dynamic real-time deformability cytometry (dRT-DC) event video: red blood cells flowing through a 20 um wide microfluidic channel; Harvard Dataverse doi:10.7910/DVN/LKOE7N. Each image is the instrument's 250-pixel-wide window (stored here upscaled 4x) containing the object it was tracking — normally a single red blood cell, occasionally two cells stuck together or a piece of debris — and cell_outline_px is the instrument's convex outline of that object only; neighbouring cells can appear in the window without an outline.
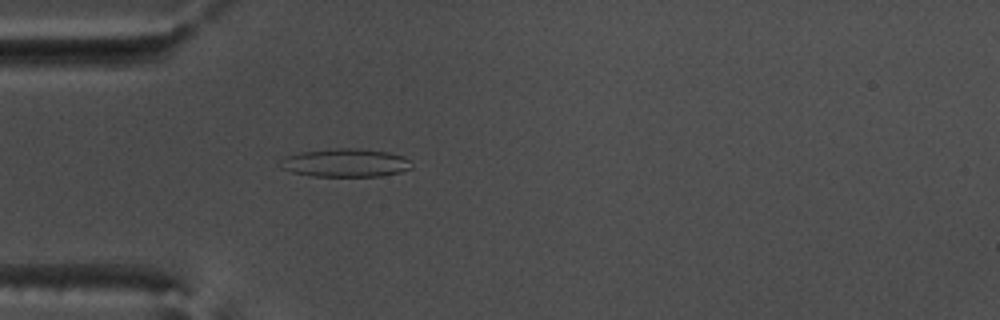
{"species": "common noctule bat (a hibernating species)", "species_latin": "Nyctalus noctula", "temperature_condition": "warm", "stored_images_in_passage": 45, "camera_frame_rate_fps": 3000, "um_per_image_px": 0.085, "animal": {"sex": "male", "body_mass_g": 17.5, "forearm_length_mm": 52.3}, "frame": {"image": 1, "passage_image": 7, "time_ms": 2.0, "image_size_px": [1000, 320], "cell_outline_px": [[412, 168], [400, 172], [380, 176], [312, 176], [292, 172], [280, 168], [276, 164], [284, 156], [300, 152], [332, 148], [360, 148], [388, 152], [404, 156], [408, 160]], "centroid_in_image_um": [29.29, 13.83], "position_along_channel_um": 55.7, "area_um2": 21.91}}
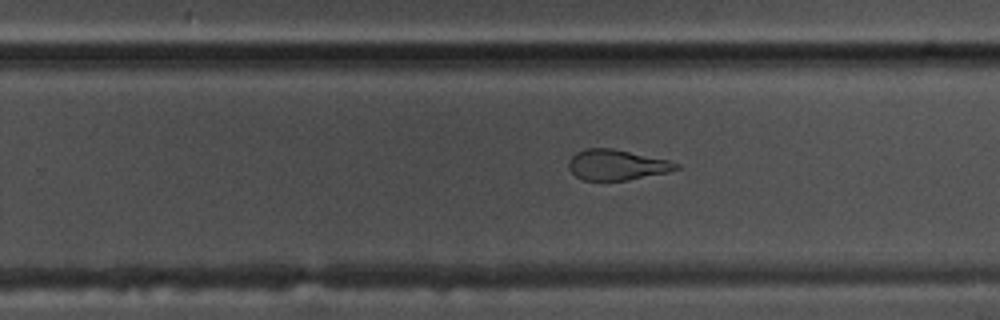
{"frame": {"image": 2, "passage_image": 25, "time_ms": 8.0, "image_size_px": [1000, 320], "cell_outline_px": [[680, 168], [668, 172], [628, 180], [584, 180], [576, 176], [568, 168], [568, 160], [576, 152], [584, 148], [612, 148], [668, 160], [680, 164]], "centroid_in_image_um": [52.4, 14.01], "position_along_channel_um": 277.4, "area_um2": 19.07}}
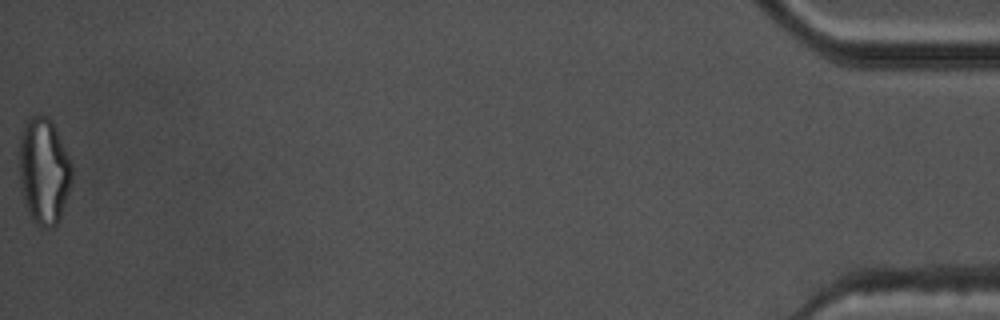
{"frame": {"image": 3, "passage_image": 45, "time_ms": 14.667, "image_size_px": [1000, 320], "cell_outline_px": [[72, 180], [60, 220], [52, 228], [44, 228], [36, 224], [32, 220], [24, 204], [20, 188], [16, 152], [20, 136], [24, 124], [28, 116], [48, 116], [52, 120], [56, 128], [72, 164]], "centroid_in_image_um": [3.68, 14.53], "position_along_channel_um": 431.5, "area_um2": 33.76}, "authors_computed_cell_mechanics": {"area_um2": 21.5594, "velocity_mm_per_s": 3.7965, "shape_relaxation_time_tau1_ms": 8.2962, "shape_relaxation_time_tau2_ms": 2.1605, "deformation_change_tau1": 0.2808, "deformation_change_tau2": 0.1168}}